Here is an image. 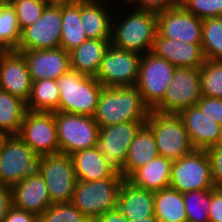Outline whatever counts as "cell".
<instances>
[{"instance_id": "cell-1", "label": "cell", "mask_w": 222, "mask_h": 222, "mask_svg": "<svg viewBox=\"0 0 222 222\" xmlns=\"http://www.w3.org/2000/svg\"><path fill=\"white\" fill-rule=\"evenodd\" d=\"M150 112L136 86L103 87L93 118L100 128L130 121H147Z\"/></svg>"}, {"instance_id": "cell-2", "label": "cell", "mask_w": 222, "mask_h": 222, "mask_svg": "<svg viewBox=\"0 0 222 222\" xmlns=\"http://www.w3.org/2000/svg\"><path fill=\"white\" fill-rule=\"evenodd\" d=\"M129 9L131 11H127L126 16L125 13L120 15L122 18L119 20L113 16L110 43L118 49L148 53L157 34V13L133 7Z\"/></svg>"}, {"instance_id": "cell-3", "label": "cell", "mask_w": 222, "mask_h": 222, "mask_svg": "<svg viewBox=\"0 0 222 222\" xmlns=\"http://www.w3.org/2000/svg\"><path fill=\"white\" fill-rule=\"evenodd\" d=\"M59 112L93 117L103 86L93 77L70 69L57 80Z\"/></svg>"}, {"instance_id": "cell-4", "label": "cell", "mask_w": 222, "mask_h": 222, "mask_svg": "<svg viewBox=\"0 0 222 222\" xmlns=\"http://www.w3.org/2000/svg\"><path fill=\"white\" fill-rule=\"evenodd\" d=\"M36 155L18 135L0 136V185L12 187L40 171Z\"/></svg>"}, {"instance_id": "cell-5", "label": "cell", "mask_w": 222, "mask_h": 222, "mask_svg": "<svg viewBox=\"0 0 222 222\" xmlns=\"http://www.w3.org/2000/svg\"><path fill=\"white\" fill-rule=\"evenodd\" d=\"M124 180L117 172L111 177L96 181L77 180L71 203L92 221L117 208L118 194Z\"/></svg>"}, {"instance_id": "cell-6", "label": "cell", "mask_w": 222, "mask_h": 222, "mask_svg": "<svg viewBox=\"0 0 222 222\" xmlns=\"http://www.w3.org/2000/svg\"><path fill=\"white\" fill-rule=\"evenodd\" d=\"M145 124L152 130L162 157L176 161L195 150L178 114L151 111Z\"/></svg>"}, {"instance_id": "cell-7", "label": "cell", "mask_w": 222, "mask_h": 222, "mask_svg": "<svg viewBox=\"0 0 222 222\" xmlns=\"http://www.w3.org/2000/svg\"><path fill=\"white\" fill-rule=\"evenodd\" d=\"M59 153L71 155L95 146L99 125L93 117L66 112H54Z\"/></svg>"}, {"instance_id": "cell-8", "label": "cell", "mask_w": 222, "mask_h": 222, "mask_svg": "<svg viewBox=\"0 0 222 222\" xmlns=\"http://www.w3.org/2000/svg\"><path fill=\"white\" fill-rule=\"evenodd\" d=\"M169 187L180 193L215 189L210 159L206 150L195 149L181 159L173 161Z\"/></svg>"}, {"instance_id": "cell-9", "label": "cell", "mask_w": 222, "mask_h": 222, "mask_svg": "<svg viewBox=\"0 0 222 222\" xmlns=\"http://www.w3.org/2000/svg\"><path fill=\"white\" fill-rule=\"evenodd\" d=\"M202 97L200 69L177 67L163 100L152 110L162 114H178L194 106Z\"/></svg>"}, {"instance_id": "cell-10", "label": "cell", "mask_w": 222, "mask_h": 222, "mask_svg": "<svg viewBox=\"0 0 222 222\" xmlns=\"http://www.w3.org/2000/svg\"><path fill=\"white\" fill-rule=\"evenodd\" d=\"M176 67L151 51L142 54L136 88L151 111L163 100Z\"/></svg>"}, {"instance_id": "cell-11", "label": "cell", "mask_w": 222, "mask_h": 222, "mask_svg": "<svg viewBox=\"0 0 222 222\" xmlns=\"http://www.w3.org/2000/svg\"><path fill=\"white\" fill-rule=\"evenodd\" d=\"M142 54L110 44L95 78L103 87L136 86Z\"/></svg>"}, {"instance_id": "cell-12", "label": "cell", "mask_w": 222, "mask_h": 222, "mask_svg": "<svg viewBox=\"0 0 222 222\" xmlns=\"http://www.w3.org/2000/svg\"><path fill=\"white\" fill-rule=\"evenodd\" d=\"M146 121H130L99 128L95 148L103 154L104 160L122 175L129 147L135 135Z\"/></svg>"}, {"instance_id": "cell-13", "label": "cell", "mask_w": 222, "mask_h": 222, "mask_svg": "<svg viewBox=\"0 0 222 222\" xmlns=\"http://www.w3.org/2000/svg\"><path fill=\"white\" fill-rule=\"evenodd\" d=\"M39 173L45 181L51 203H71L77 178L70 155H42Z\"/></svg>"}, {"instance_id": "cell-14", "label": "cell", "mask_w": 222, "mask_h": 222, "mask_svg": "<svg viewBox=\"0 0 222 222\" xmlns=\"http://www.w3.org/2000/svg\"><path fill=\"white\" fill-rule=\"evenodd\" d=\"M18 137L26 143L36 155L42 156L59 153L54 112L27 110Z\"/></svg>"}, {"instance_id": "cell-15", "label": "cell", "mask_w": 222, "mask_h": 222, "mask_svg": "<svg viewBox=\"0 0 222 222\" xmlns=\"http://www.w3.org/2000/svg\"><path fill=\"white\" fill-rule=\"evenodd\" d=\"M62 6L47 5L40 19L21 31L17 51L60 47Z\"/></svg>"}, {"instance_id": "cell-16", "label": "cell", "mask_w": 222, "mask_h": 222, "mask_svg": "<svg viewBox=\"0 0 222 222\" xmlns=\"http://www.w3.org/2000/svg\"><path fill=\"white\" fill-rule=\"evenodd\" d=\"M203 20L185 10L181 5L157 13V32L165 38L201 44Z\"/></svg>"}, {"instance_id": "cell-17", "label": "cell", "mask_w": 222, "mask_h": 222, "mask_svg": "<svg viewBox=\"0 0 222 222\" xmlns=\"http://www.w3.org/2000/svg\"><path fill=\"white\" fill-rule=\"evenodd\" d=\"M32 80L22 52L7 50L0 57V90L9 92L27 102Z\"/></svg>"}, {"instance_id": "cell-18", "label": "cell", "mask_w": 222, "mask_h": 222, "mask_svg": "<svg viewBox=\"0 0 222 222\" xmlns=\"http://www.w3.org/2000/svg\"><path fill=\"white\" fill-rule=\"evenodd\" d=\"M20 52L25 57L32 81L57 80L71 69L69 52L61 47Z\"/></svg>"}, {"instance_id": "cell-19", "label": "cell", "mask_w": 222, "mask_h": 222, "mask_svg": "<svg viewBox=\"0 0 222 222\" xmlns=\"http://www.w3.org/2000/svg\"><path fill=\"white\" fill-rule=\"evenodd\" d=\"M151 52L177 67L200 69L205 57L201 44H191L162 37L156 34Z\"/></svg>"}, {"instance_id": "cell-20", "label": "cell", "mask_w": 222, "mask_h": 222, "mask_svg": "<svg viewBox=\"0 0 222 222\" xmlns=\"http://www.w3.org/2000/svg\"><path fill=\"white\" fill-rule=\"evenodd\" d=\"M12 205L40 216L52 203L45 181L40 173L11 187Z\"/></svg>"}, {"instance_id": "cell-21", "label": "cell", "mask_w": 222, "mask_h": 222, "mask_svg": "<svg viewBox=\"0 0 222 222\" xmlns=\"http://www.w3.org/2000/svg\"><path fill=\"white\" fill-rule=\"evenodd\" d=\"M178 116L195 149L206 150L217 144L221 125L205 116L197 105L181 110Z\"/></svg>"}, {"instance_id": "cell-22", "label": "cell", "mask_w": 222, "mask_h": 222, "mask_svg": "<svg viewBox=\"0 0 222 222\" xmlns=\"http://www.w3.org/2000/svg\"><path fill=\"white\" fill-rule=\"evenodd\" d=\"M109 2L80 0V19L87 39H111L113 14L108 8Z\"/></svg>"}, {"instance_id": "cell-23", "label": "cell", "mask_w": 222, "mask_h": 222, "mask_svg": "<svg viewBox=\"0 0 222 222\" xmlns=\"http://www.w3.org/2000/svg\"><path fill=\"white\" fill-rule=\"evenodd\" d=\"M118 210L128 219H145L154 215V192L133 186L124 180L118 194Z\"/></svg>"}, {"instance_id": "cell-24", "label": "cell", "mask_w": 222, "mask_h": 222, "mask_svg": "<svg viewBox=\"0 0 222 222\" xmlns=\"http://www.w3.org/2000/svg\"><path fill=\"white\" fill-rule=\"evenodd\" d=\"M158 150L152 130L144 124L131 143L124 166L122 176L128 180L138 169L148 164L157 157Z\"/></svg>"}, {"instance_id": "cell-25", "label": "cell", "mask_w": 222, "mask_h": 222, "mask_svg": "<svg viewBox=\"0 0 222 222\" xmlns=\"http://www.w3.org/2000/svg\"><path fill=\"white\" fill-rule=\"evenodd\" d=\"M110 44V39H87L74 47L69 51L71 69L95 77Z\"/></svg>"}, {"instance_id": "cell-26", "label": "cell", "mask_w": 222, "mask_h": 222, "mask_svg": "<svg viewBox=\"0 0 222 222\" xmlns=\"http://www.w3.org/2000/svg\"><path fill=\"white\" fill-rule=\"evenodd\" d=\"M173 161L158 155L138 169L127 181L133 186L150 191H159L170 185Z\"/></svg>"}, {"instance_id": "cell-27", "label": "cell", "mask_w": 222, "mask_h": 222, "mask_svg": "<svg viewBox=\"0 0 222 222\" xmlns=\"http://www.w3.org/2000/svg\"><path fill=\"white\" fill-rule=\"evenodd\" d=\"M76 178L90 182L111 177L115 171L104 160L103 154L95 147L77 151L71 155Z\"/></svg>"}, {"instance_id": "cell-28", "label": "cell", "mask_w": 222, "mask_h": 222, "mask_svg": "<svg viewBox=\"0 0 222 222\" xmlns=\"http://www.w3.org/2000/svg\"><path fill=\"white\" fill-rule=\"evenodd\" d=\"M154 215L158 222H187L183 193L171 187L155 191Z\"/></svg>"}, {"instance_id": "cell-29", "label": "cell", "mask_w": 222, "mask_h": 222, "mask_svg": "<svg viewBox=\"0 0 222 222\" xmlns=\"http://www.w3.org/2000/svg\"><path fill=\"white\" fill-rule=\"evenodd\" d=\"M26 111L25 101L0 90V136L18 135Z\"/></svg>"}, {"instance_id": "cell-30", "label": "cell", "mask_w": 222, "mask_h": 222, "mask_svg": "<svg viewBox=\"0 0 222 222\" xmlns=\"http://www.w3.org/2000/svg\"><path fill=\"white\" fill-rule=\"evenodd\" d=\"M80 19V0L62 6V30L60 47L66 51L80 46L87 40Z\"/></svg>"}, {"instance_id": "cell-31", "label": "cell", "mask_w": 222, "mask_h": 222, "mask_svg": "<svg viewBox=\"0 0 222 222\" xmlns=\"http://www.w3.org/2000/svg\"><path fill=\"white\" fill-rule=\"evenodd\" d=\"M60 92L56 80L32 81L31 94L26 102L27 110L36 112H58Z\"/></svg>"}, {"instance_id": "cell-32", "label": "cell", "mask_w": 222, "mask_h": 222, "mask_svg": "<svg viewBox=\"0 0 222 222\" xmlns=\"http://www.w3.org/2000/svg\"><path fill=\"white\" fill-rule=\"evenodd\" d=\"M201 46L206 60L222 61V17L203 20Z\"/></svg>"}, {"instance_id": "cell-33", "label": "cell", "mask_w": 222, "mask_h": 222, "mask_svg": "<svg viewBox=\"0 0 222 222\" xmlns=\"http://www.w3.org/2000/svg\"><path fill=\"white\" fill-rule=\"evenodd\" d=\"M21 36L14 7L7 0L0 4V43L7 50H17Z\"/></svg>"}, {"instance_id": "cell-34", "label": "cell", "mask_w": 222, "mask_h": 222, "mask_svg": "<svg viewBox=\"0 0 222 222\" xmlns=\"http://www.w3.org/2000/svg\"><path fill=\"white\" fill-rule=\"evenodd\" d=\"M187 222H209L211 189L183 193Z\"/></svg>"}, {"instance_id": "cell-35", "label": "cell", "mask_w": 222, "mask_h": 222, "mask_svg": "<svg viewBox=\"0 0 222 222\" xmlns=\"http://www.w3.org/2000/svg\"><path fill=\"white\" fill-rule=\"evenodd\" d=\"M200 79L202 96L222 98V61L205 60Z\"/></svg>"}, {"instance_id": "cell-36", "label": "cell", "mask_w": 222, "mask_h": 222, "mask_svg": "<svg viewBox=\"0 0 222 222\" xmlns=\"http://www.w3.org/2000/svg\"><path fill=\"white\" fill-rule=\"evenodd\" d=\"M38 222H91L72 203H52L39 217Z\"/></svg>"}, {"instance_id": "cell-37", "label": "cell", "mask_w": 222, "mask_h": 222, "mask_svg": "<svg viewBox=\"0 0 222 222\" xmlns=\"http://www.w3.org/2000/svg\"><path fill=\"white\" fill-rule=\"evenodd\" d=\"M14 7L20 30L37 22L47 3L44 0H8Z\"/></svg>"}, {"instance_id": "cell-38", "label": "cell", "mask_w": 222, "mask_h": 222, "mask_svg": "<svg viewBox=\"0 0 222 222\" xmlns=\"http://www.w3.org/2000/svg\"><path fill=\"white\" fill-rule=\"evenodd\" d=\"M180 5L201 20L222 17V0H180Z\"/></svg>"}, {"instance_id": "cell-39", "label": "cell", "mask_w": 222, "mask_h": 222, "mask_svg": "<svg viewBox=\"0 0 222 222\" xmlns=\"http://www.w3.org/2000/svg\"><path fill=\"white\" fill-rule=\"evenodd\" d=\"M211 164V176L216 189H222V147L212 146L206 149Z\"/></svg>"}, {"instance_id": "cell-40", "label": "cell", "mask_w": 222, "mask_h": 222, "mask_svg": "<svg viewBox=\"0 0 222 222\" xmlns=\"http://www.w3.org/2000/svg\"><path fill=\"white\" fill-rule=\"evenodd\" d=\"M205 116L222 125V98L202 96L196 104Z\"/></svg>"}, {"instance_id": "cell-41", "label": "cell", "mask_w": 222, "mask_h": 222, "mask_svg": "<svg viewBox=\"0 0 222 222\" xmlns=\"http://www.w3.org/2000/svg\"><path fill=\"white\" fill-rule=\"evenodd\" d=\"M126 6L158 13L168 8L180 6V0H131Z\"/></svg>"}, {"instance_id": "cell-42", "label": "cell", "mask_w": 222, "mask_h": 222, "mask_svg": "<svg viewBox=\"0 0 222 222\" xmlns=\"http://www.w3.org/2000/svg\"><path fill=\"white\" fill-rule=\"evenodd\" d=\"M209 222H222V189H211Z\"/></svg>"}, {"instance_id": "cell-43", "label": "cell", "mask_w": 222, "mask_h": 222, "mask_svg": "<svg viewBox=\"0 0 222 222\" xmlns=\"http://www.w3.org/2000/svg\"><path fill=\"white\" fill-rule=\"evenodd\" d=\"M2 222H38V216L11 205Z\"/></svg>"}, {"instance_id": "cell-44", "label": "cell", "mask_w": 222, "mask_h": 222, "mask_svg": "<svg viewBox=\"0 0 222 222\" xmlns=\"http://www.w3.org/2000/svg\"><path fill=\"white\" fill-rule=\"evenodd\" d=\"M11 205V188L0 185V222L6 217L7 211Z\"/></svg>"}, {"instance_id": "cell-45", "label": "cell", "mask_w": 222, "mask_h": 222, "mask_svg": "<svg viewBox=\"0 0 222 222\" xmlns=\"http://www.w3.org/2000/svg\"><path fill=\"white\" fill-rule=\"evenodd\" d=\"M91 222H128V219L115 208L94 218Z\"/></svg>"}, {"instance_id": "cell-46", "label": "cell", "mask_w": 222, "mask_h": 222, "mask_svg": "<svg viewBox=\"0 0 222 222\" xmlns=\"http://www.w3.org/2000/svg\"><path fill=\"white\" fill-rule=\"evenodd\" d=\"M44 1L47 3V5L63 6L74 3L79 0H44Z\"/></svg>"}, {"instance_id": "cell-47", "label": "cell", "mask_w": 222, "mask_h": 222, "mask_svg": "<svg viewBox=\"0 0 222 222\" xmlns=\"http://www.w3.org/2000/svg\"><path fill=\"white\" fill-rule=\"evenodd\" d=\"M128 222H158V219L155 217V215H152L145 219L128 220Z\"/></svg>"}, {"instance_id": "cell-48", "label": "cell", "mask_w": 222, "mask_h": 222, "mask_svg": "<svg viewBox=\"0 0 222 222\" xmlns=\"http://www.w3.org/2000/svg\"><path fill=\"white\" fill-rule=\"evenodd\" d=\"M215 146H220V147H222V125L220 126L219 137H218L217 144H216Z\"/></svg>"}, {"instance_id": "cell-49", "label": "cell", "mask_w": 222, "mask_h": 222, "mask_svg": "<svg viewBox=\"0 0 222 222\" xmlns=\"http://www.w3.org/2000/svg\"><path fill=\"white\" fill-rule=\"evenodd\" d=\"M7 51V49L0 43V57Z\"/></svg>"}, {"instance_id": "cell-50", "label": "cell", "mask_w": 222, "mask_h": 222, "mask_svg": "<svg viewBox=\"0 0 222 222\" xmlns=\"http://www.w3.org/2000/svg\"><path fill=\"white\" fill-rule=\"evenodd\" d=\"M124 2H125V5H127L131 0H123ZM122 1L120 0V3H121Z\"/></svg>"}, {"instance_id": "cell-51", "label": "cell", "mask_w": 222, "mask_h": 222, "mask_svg": "<svg viewBox=\"0 0 222 222\" xmlns=\"http://www.w3.org/2000/svg\"><path fill=\"white\" fill-rule=\"evenodd\" d=\"M7 0H0V4L5 3Z\"/></svg>"}]
</instances>
